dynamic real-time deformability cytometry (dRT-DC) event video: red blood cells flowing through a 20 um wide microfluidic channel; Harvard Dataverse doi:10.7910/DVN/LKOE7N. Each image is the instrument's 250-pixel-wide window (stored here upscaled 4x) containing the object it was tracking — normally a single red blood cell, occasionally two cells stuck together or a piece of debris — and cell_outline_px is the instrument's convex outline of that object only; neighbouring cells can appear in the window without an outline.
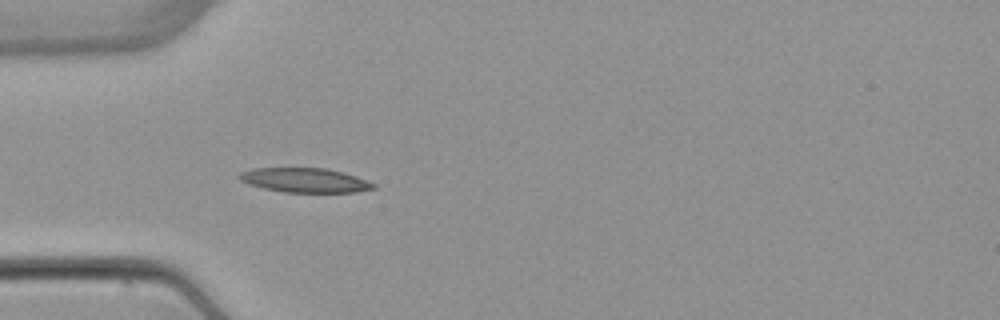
{"species": "common noctule bat (a hibernating species)", "species_latin": "Nyctalus noctula", "temperature_condition": "warm", "stored_images_in_passage": 4, "camera_frame_rate_fps": 3000, "um_per_image_px": 0.085, "animal": {"sex": "female", "body_mass_g": 22.7, "forearm_length_mm": 54.2}, "frame": {"image": 1, "passage_image": 4, "time_ms": 3.667, "image_size_px": [1000, 320], "cell_outline_px": [[376, 188], [356, 192], [284, 192], [264, 188], [248, 184], [240, 180], [236, 176], [240, 172], [252, 168], [328, 168], [344, 172], [356, 176], [376, 184]], "centroid_in_image_um": [25.91, 15.31], "position_along_channel_um": 59.1, "area_um2": 19.19}}